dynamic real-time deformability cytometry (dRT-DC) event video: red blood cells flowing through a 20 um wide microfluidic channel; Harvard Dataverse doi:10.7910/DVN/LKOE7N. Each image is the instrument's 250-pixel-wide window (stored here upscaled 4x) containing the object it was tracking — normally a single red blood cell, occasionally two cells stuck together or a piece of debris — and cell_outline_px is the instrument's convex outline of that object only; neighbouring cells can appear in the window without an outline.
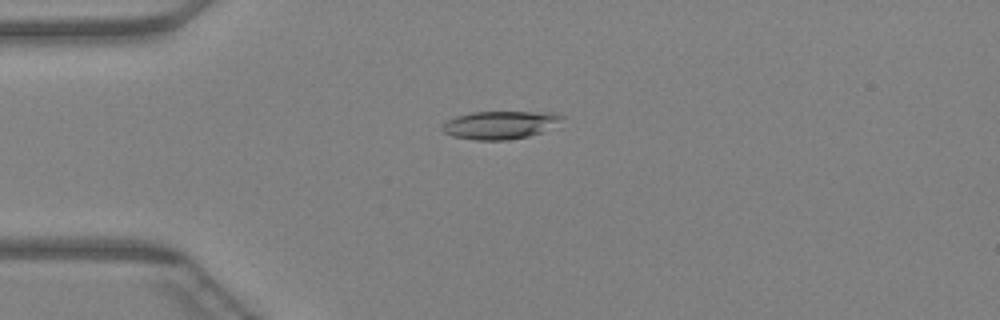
{"species": "Egyptian fruit bat (a non-hibernating species)", "species_latin": "Rousettus aegyptiacus", "temperature_condition": "warm", "stored_images_in_passage": 46, "camera_frame_rate_fps": 3000, "um_per_image_px": 0.085, "animal": {"sex": "female"}, "frame": {"image": 1, "passage_image": 12, "time_ms": 3.667, "image_size_px": [1000, 320], "cell_outline_px": [[564, 116], [540, 132], [528, 136], [508, 140], [476, 140], [452, 136], [444, 132], [440, 128], [448, 120], [456, 116], [472, 112], [552, 112]], "centroid_in_image_um": [42.41, 10.62], "position_along_channel_um": 42.6, "area_um2": 19.07}}
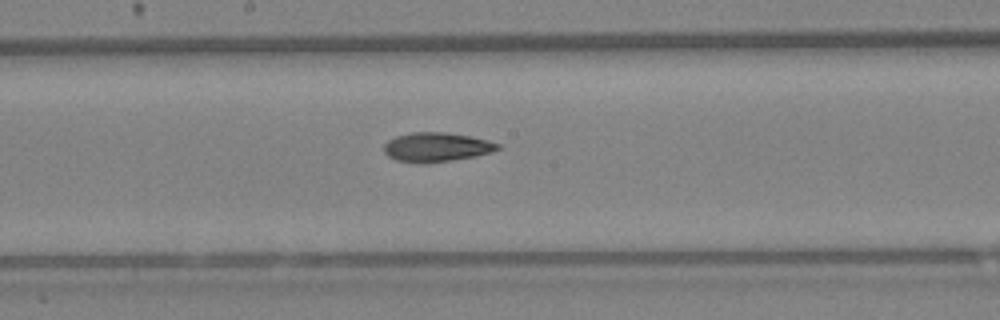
{"frame": {"image": 2, "passage_image": 25, "time_ms": 8.0, "image_size_px": [1000, 320], "cell_outline_px": [[504, 148], [492, 152], [476, 156], [452, 160], [424, 164], [420, 164], [396, 160], [388, 156], [384, 152], [384, 144], [388, 140], [396, 136], [412, 132], [444, 132], [468, 136], [488, 140], [500, 144]], "centroid_in_image_um": [37.12, 12.51], "position_along_channel_um": 211.1, "area_um2": 19.59}}
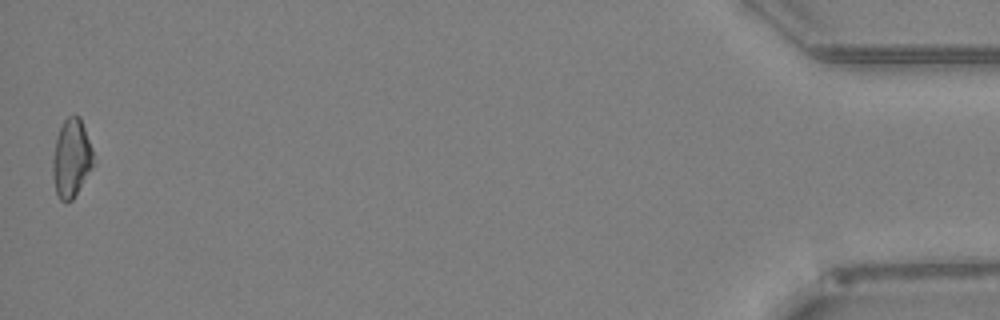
{"frame": {"image": 3, "passage_image": 46, "time_ms": 15.0, "image_size_px": [1000, 320], "cell_outline_px": [[92, 168], [72, 200], [60, 200], [56, 192], [52, 176], [52, 160], [56, 136], [64, 120], [68, 116], [80, 116], [92, 148]], "centroid_in_image_um": [6.04, 13.44], "position_along_channel_um": 429.2, "area_um2": 18.32}}